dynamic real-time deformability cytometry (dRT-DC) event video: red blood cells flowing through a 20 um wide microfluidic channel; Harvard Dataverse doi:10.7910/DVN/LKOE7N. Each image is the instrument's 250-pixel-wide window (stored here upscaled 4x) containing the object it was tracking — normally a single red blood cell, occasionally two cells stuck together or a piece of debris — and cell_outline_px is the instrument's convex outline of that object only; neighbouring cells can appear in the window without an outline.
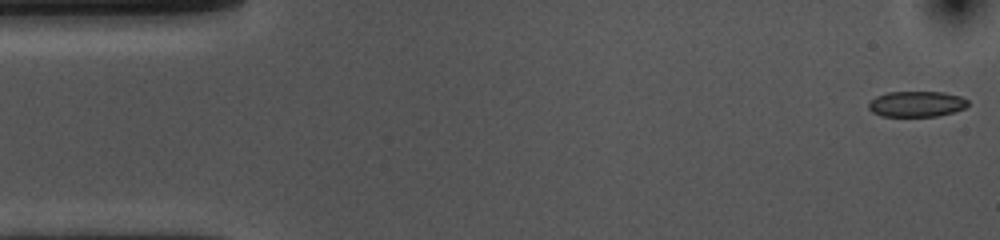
{"species": "common noctule bat (a hibernating species)", "species_latin": "Nyctalus noctula", "temperature_condition": "cold", "stored_images_in_passage": 35, "camera_frame_rate_fps": 3000, "um_per_image_px": 0.085, "animal": {"sex": "female", "body_mass_g": 10.0, "forearm_length_mm": 53.1}, "frame": {"image": 1, "passage_image": 1, "time_ms": 0.0, "image_size_px": [1000, 240], "cell_outline_px": [[968, 104], [964, 108], [952, 112], [936, 116], [880, 116], [872, 112], [868, 108], [868, 104], [876, 96], [888, 92], [944, 92], [960, 96], [968, 100]], "centroid_in_image_um": [77.89, 8.83], "position_along_channel_um": 7.1, "area_um2": 14.8}}
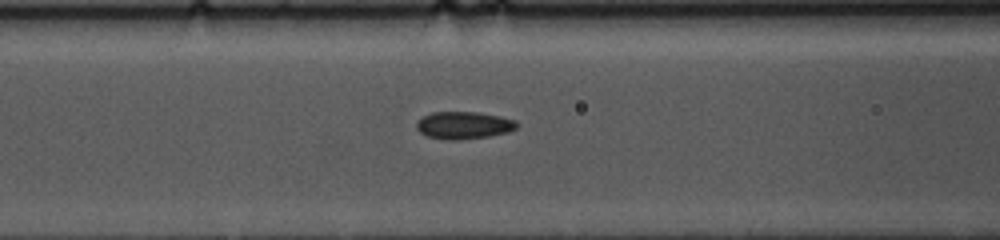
{"frame": {"image": 2, "passage_image": 20, "time_ms": 6.333, "image_size_px": [1000, 240], "cell_outline_px": [[516, 128], [508, 132], [488, 136], [456, 140], [448, 140], [428, 136], [420, 132], [416, 128], [416, 120], [432, 112], [476, 112], [500, 116], [516, 120]], "centroid_in_image_um": [39.39, 10.64], "position_along_channel_um": 127.2, "area_um2": 15.9}}
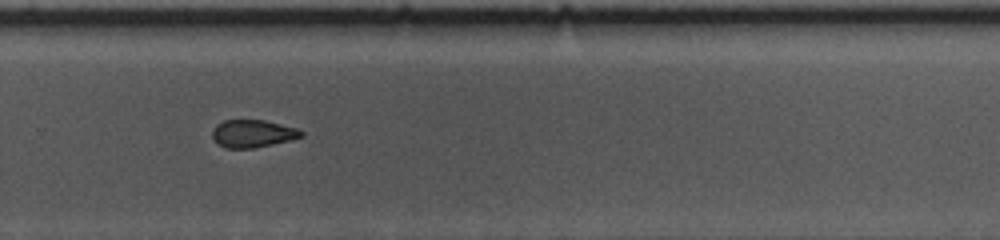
{"frame": {"image": 3, "passage_image": 35, "time_ms": 11.333, "image_size_px": [1000, 240], "cell_outline_px": [[304, 136], [272, 144], [252, 148], [224, 148], [212, 136], [212, 132], [216, 124], [224, 120], [264, 120], [296, 128], [304, 132]], "centroid_in_image_um": [21.47, 11.35], "position_along_channel_um": 308.3, "area_um2": 14.1}}